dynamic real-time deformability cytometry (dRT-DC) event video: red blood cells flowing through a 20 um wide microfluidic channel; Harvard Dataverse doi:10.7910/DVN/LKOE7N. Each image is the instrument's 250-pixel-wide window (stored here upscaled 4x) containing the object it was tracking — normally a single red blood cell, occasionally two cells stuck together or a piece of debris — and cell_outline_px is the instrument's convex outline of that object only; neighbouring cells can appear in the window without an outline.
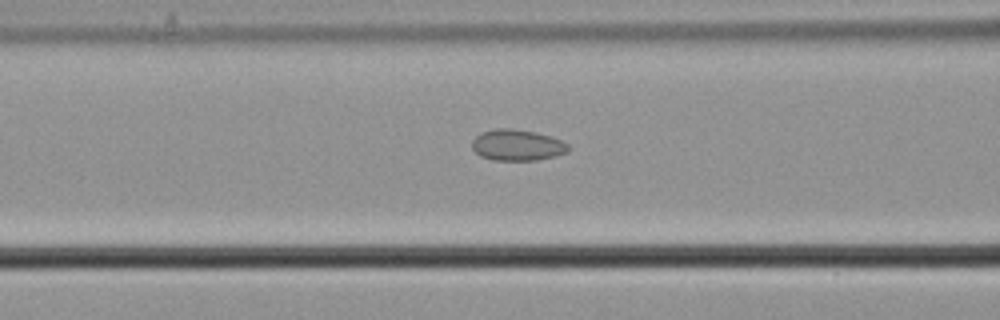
{"species": "common noctule bat (a hibernating species)", "species_latin": "Nyctalus noctula", "temperature_condition": "cold", "stored_images_in_passage": 32, "camera_frame_rate_fps": 3000, "um_per_image_px": 0.085, "animal": {"sex": "male", "body_mass_g": 21.5, "forearm_length_mm": 52.0}, "frame": {"image": 1, "passage_image": 23, "time_ms": 7.333, "image_size_px": [1000, 320], "cell_outline_px": [[568, 152], [556, 156], [536, 160], [492, 160], [480, 156], [472, 148], [472, 140], [480, 132], [496, 128], [512, 128], [536, 132], [552, 136], [568, 144]], "centroid_in_image_um": [43.95, 12.32], "position_along_channel_um": 122.7, "area_um2": 17.63}}
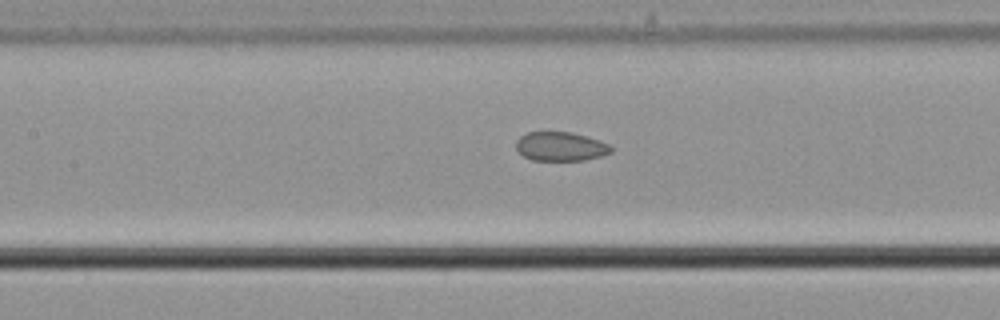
{"frame": {"image": 2, "passage_image": 26, "time_ms": 8.333, "image_size_px": [1000, 320], "cell_outline_px": [[612, 152], [600, 156], [584, 160], [532, 160], [524, 156], [516, 148], [516, 140], [520, 136], [528, 132], [572, 132], [600, 140], [608, 144], [612, 148]], "centroid_in_image_um": [47.65, 12.44], "position_along_channel_um": 159.8, "area_um2": 16.01}}
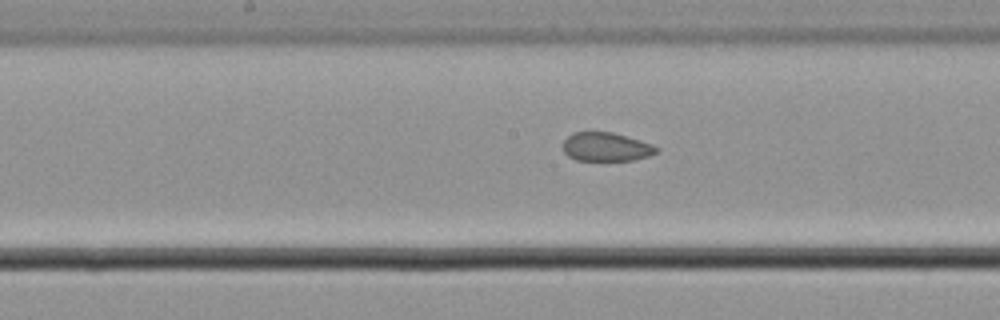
{"frame": {"image": 3, "passage_image": 29, "time_ms": 9.333, "image_size_px": [1000, 320], "cell_outline_px": [[660, 148], [656, 152], [648, 156], [632, 160], [576, 160], [568, 156], [564, 152], [564, 140], [572, 132], [612, 132], [640, 140], [652, 144]], "centroid_in_image_um": [51.52, 12.48], "position_along_channel_um": 196.7, "area_um2": 15.55}}